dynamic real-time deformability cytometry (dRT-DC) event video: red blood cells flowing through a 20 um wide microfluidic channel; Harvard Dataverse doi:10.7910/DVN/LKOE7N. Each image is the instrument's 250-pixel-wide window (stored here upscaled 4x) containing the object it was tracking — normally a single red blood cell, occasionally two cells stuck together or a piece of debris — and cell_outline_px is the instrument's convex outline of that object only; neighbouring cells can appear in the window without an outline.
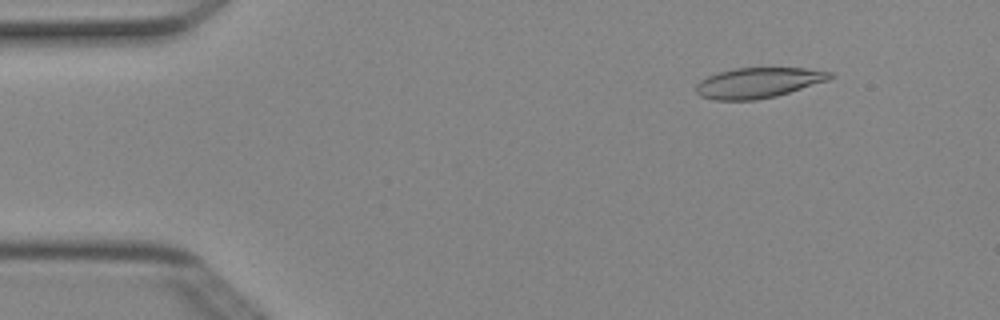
{"species": "Egyptian fruit bat (a non-hibernating species)", "species_latin": "Rousettus aegyptiacus", "temperature_condition": "cold", "stored_images_in_passage": 6, "camera_frame_rate_fps": 3000, "um_per_image_px": 0.085, "animal": {"sex": "female"}, "frame": {"image": 1, "passage_image": 2, "time_ms": 0.333, "image_size_px": [1000, 320], "cell_outline_px": [[836, 76], [828, 80], [776, 96], [756, 100], [716, 100], [700, 96], [696, 92], [696, 84], [700, 80], [708, 76], [720, 72], [736, 68], [804, 68], [832, 72]], "centroid_in_image_um": [64.45, 7.04], "position_along_channel_um": 20.5, "area_um2": 23.58}}
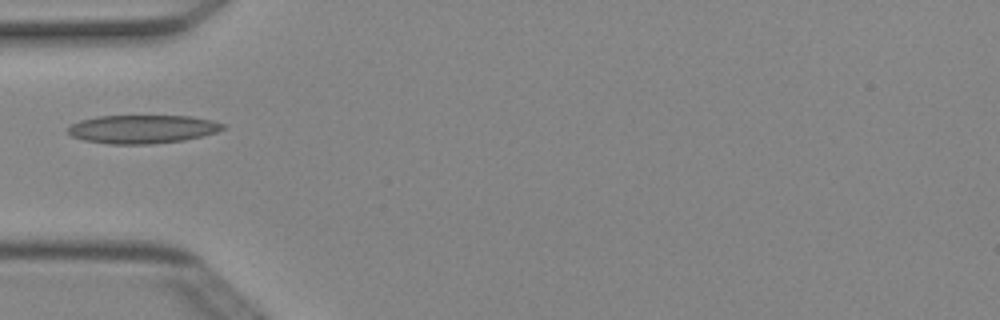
{"frame": {"image": 2, "passage_image": 5, "time_ms": 1.333, "image_size_px": [1000, 320], "cell_outline_px": [[228, 128], [216, 132], [184, 140], [152, 144], [108, 144], [84, 140], [72, 136], [68, 132], [68, 128], [72, 124], [80, 120], [96, 116], [192, 116], [212, 120], [224, 124]], "centroid_in_image_um": [12.12, 10.97], "position_along_channel_um": 72.9, "area_um2": 25.72}}
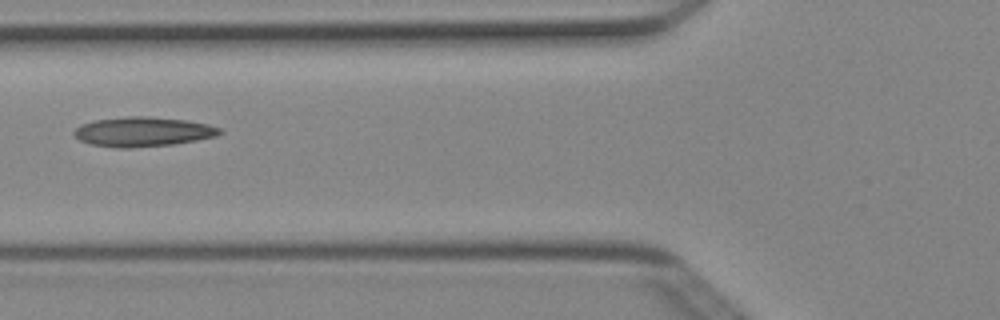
{"frame": {"image": 3, "passage_image": 6, "time_ms": 1.667, "image_size_px": [1000, 320], "cell_outline_px": [[224, 132], [216, 136], [196, 140], [172, 144], [132, 148], [116, 148], [92, 144], [80, 140], [72, 132], [80, 124], [96, 120], [128, 116], [148, 116], [188, 120], [208, 124], [220, 128]], "centroid_in_image_um": [12.16, 11.19], "position_along_channel_um": 113.6, "area_um2": 25.14}}